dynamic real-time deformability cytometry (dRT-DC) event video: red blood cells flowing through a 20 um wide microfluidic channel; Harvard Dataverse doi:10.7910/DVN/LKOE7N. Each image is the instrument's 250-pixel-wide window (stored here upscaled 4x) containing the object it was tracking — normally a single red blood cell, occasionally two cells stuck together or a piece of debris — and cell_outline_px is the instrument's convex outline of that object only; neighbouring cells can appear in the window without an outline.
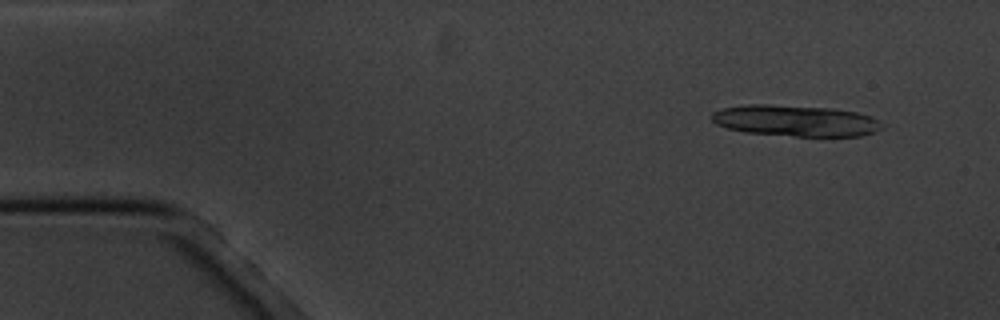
{"species": "common noctule bat (a hibernating species)", "species_latin": "Nyctalus noctula", "temperature_condition": "cold", "stored_images_in_passage": 17, "segment_of_instrument_passage": [1, 2], "camera_frame_rate_fps": 3000, "um_per_image_px": 0.085, "animal": {"sex": "male", "body_mass_g": 20.1, "forearm_length_mm": 53.5}, "frame": {"image": 1, "passage_image": 2, "time_ms": 1.333, "image_size_px": [1000, 320], "cell_outline_px": [[884, 128], [876, 132], [860, 136], [796, 136], [744, 132], [728, 128], [716, 124], [708, 116], [712, 112], [724, 108], [744, 104], [768, 104], [832, 108], [856, 112], [880, 120]], "centroid_in_image_um": [67.61, 10.26], "position_along_channel_um": 17.4, "area_um2": 31.15}}